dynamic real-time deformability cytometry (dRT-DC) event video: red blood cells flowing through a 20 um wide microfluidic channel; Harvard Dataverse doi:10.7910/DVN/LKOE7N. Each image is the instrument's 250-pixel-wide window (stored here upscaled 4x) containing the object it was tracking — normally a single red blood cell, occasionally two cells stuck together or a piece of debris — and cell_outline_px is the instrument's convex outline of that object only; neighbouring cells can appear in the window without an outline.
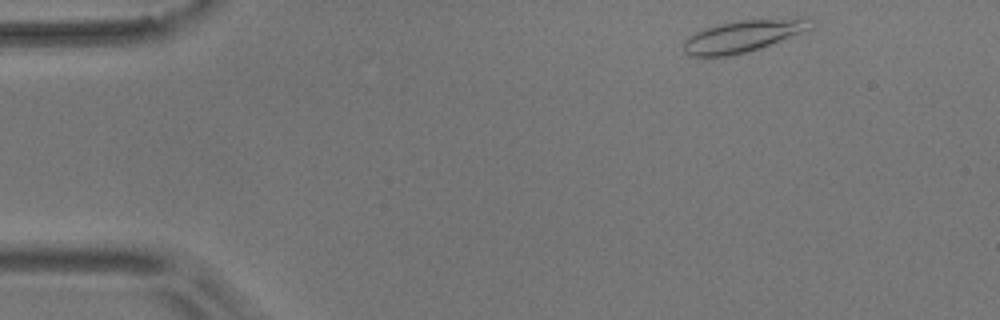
{"species": "common noctule bat (a hibernating species)", "species_latin": "Nyctalus noctula", "temperature_condition": "room temperature", "stored_images_in_passage": 48, "camera_frame_rate_fps": 3000, "um_per_image_px": 0.085, "animal": {"sex": "male", "body_mass_g": 17.9}, "frame": {"image": 1, "passage_image": 2, "time_ms": 0.333, "image_size_px": [1000, 320], "cell_outline_px": [[812, 28], [760, 48], [748, 52], [728, 56], [688, 56], [684, 52], [684, 40], [688, 36], [704, 28], [716, 24], [740, 20], [812, 16]], "centroid_in_image_um": [63.18, 3.04], "position_along_channel_um": 21.8, "area_um2": 23.93}}
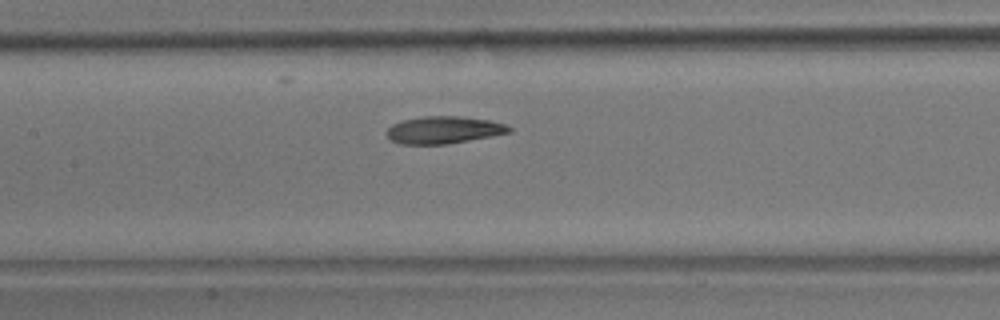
{"frame": {"image": 2, "passage_image": 21, "time_ms": 6.667, "image_size_px": [1000, 320], "cell_outline_px": [[512, 132], [492, 136], [444, 144], [400, 144], [392, 140], [384, 132], [392, 124], [404, 120], [424, 116], [460, 116], [488, 120], [504, 124], [512, 128]], "centroid_in_image_um": [37.7, 11.04], "position_along_channel_um": 169.7, "area_um2": 19.31}}
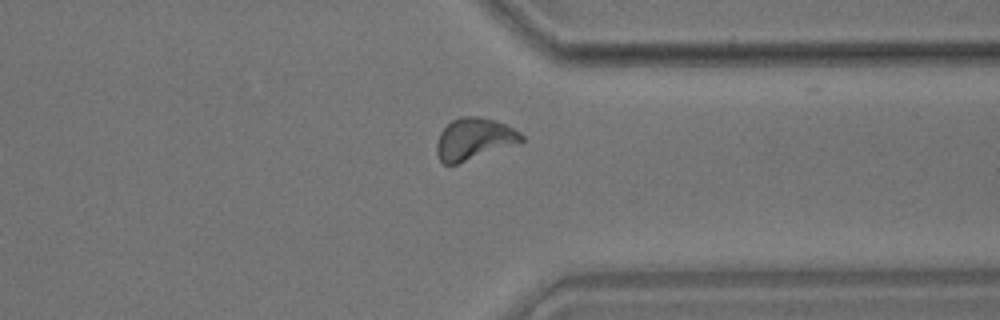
{"frame": {"image": 3, "passage_image": 38, "time_ms": 12.333, "image_size_px": [1000, 320], "cell_outline_px": [[524, 140], [520, 144], [456, 164], [444, 164], [436, 156], [436, 144], [440, 132], [452, 120], [460, 116], [476, 116], [492, 120], [504, 124], [520, 132], [524, 136]], "centroid_in_image_um": [40.3, 11.83], "position_along_channel_um": 371.1, "area_um2": 20.75}, "authors_computed_cell_mechanics": {"area_um2": 19.7965, "velocity_mm_per_s": 3.5914, "shape_relaxation_time_tau1_ms": 9.4153, "shape_relaxation_time_tau2_ms": 3.9719, "deformation_change_tau1": 0.2023, "deformation_change_tau2": 0.1051}}